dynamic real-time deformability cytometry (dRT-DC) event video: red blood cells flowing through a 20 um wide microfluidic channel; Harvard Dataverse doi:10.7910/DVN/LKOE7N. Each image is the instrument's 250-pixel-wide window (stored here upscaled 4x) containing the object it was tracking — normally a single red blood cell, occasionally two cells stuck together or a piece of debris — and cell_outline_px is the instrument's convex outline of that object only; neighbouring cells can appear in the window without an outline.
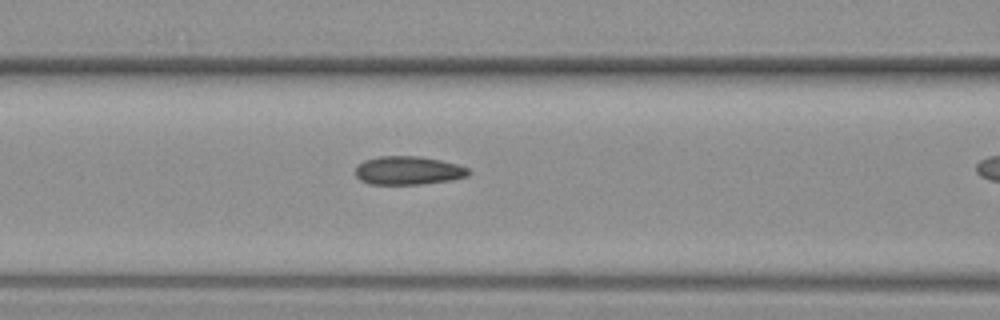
{"species": "common noctule bat (a hibernating species)", "species_latin": "Nyctalus noctula", "temperature_condition": "warm", "stored_images_in_passage": 11, "camera_frame_rate_fps": 3000, "um_per_image_px": 0.085, "animal": {"sex": "female", "body_mass_g": 19.3, "forearm_length_mm": 54.1}, "frame": {"image": 1, "passage_image": 10, "time_ms": 3.0, "image_size_px": [1000, 320], "cell_outline_px": [[472, 172], [468, 176], [452, 180], [420, 184], [368, 184], [360, 180], [356, 176], [356, 164], [364, 160], [380, 156], [420, 156], [440, 160], [456, 164], [468, 168]], "centroid_in_image_um": [34.69, 14.49], "position_along_channel_um": 131.9, "area_um2": 18.9}}